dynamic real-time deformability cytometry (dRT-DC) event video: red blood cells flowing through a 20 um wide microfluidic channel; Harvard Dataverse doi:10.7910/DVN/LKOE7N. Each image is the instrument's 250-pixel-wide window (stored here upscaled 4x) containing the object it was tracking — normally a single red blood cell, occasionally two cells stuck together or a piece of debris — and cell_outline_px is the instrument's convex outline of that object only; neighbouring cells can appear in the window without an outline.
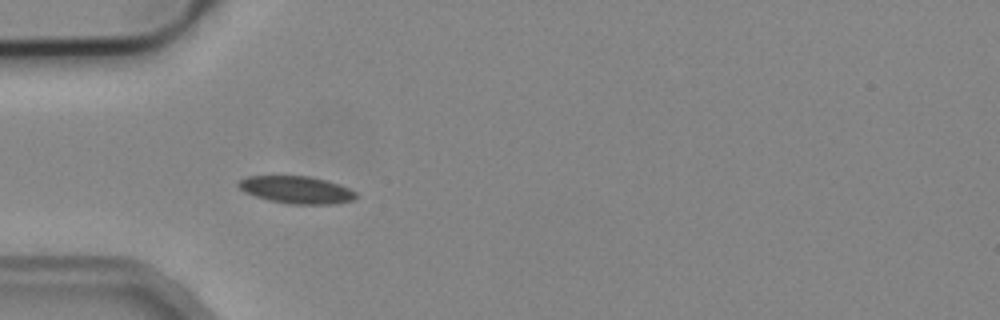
{"species": "common noctule bat (a hibernating species)", "species_latin": "Nyctalus noctula", "temperature_condition": "cold", "stored_images_in_passage": 6, "camera_frame_rate_fps": 3000, "um_per_image_px": 0.085, "animal": {"sex": "male", "body_mass_g": 19.2, "forearm_length_mm": 51.8}, "frame": {"image": 1, "passage_image": 5, "time_ms": 4.667, "image_size_px": [1000, 320], "cell_outline_px": [[356, 196], [352, 200], [332, 204], [292, 204], [272, 200], [256, 196], [244, 192], [236, 184], [240, 180], [248, 176], [308, 176], [328, 180], [340, 184], [356, 192]], "centroid_in_image_um": [25.21, 16.12], "position_along_channel_um": 59.8, "area_um2": 18.55}}